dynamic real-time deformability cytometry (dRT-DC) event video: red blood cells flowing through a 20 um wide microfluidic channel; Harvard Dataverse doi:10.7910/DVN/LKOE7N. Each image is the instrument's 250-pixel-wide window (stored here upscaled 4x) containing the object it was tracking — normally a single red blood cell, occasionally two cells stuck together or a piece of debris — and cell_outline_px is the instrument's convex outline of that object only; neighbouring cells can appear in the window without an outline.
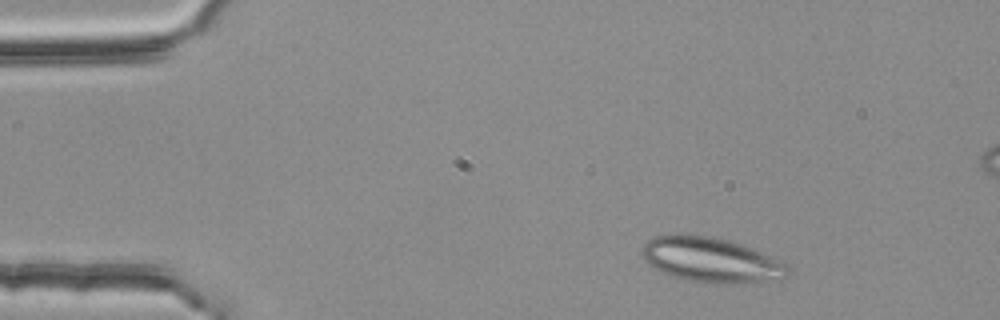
{"species": "common noctule bat (a hibernating species)", "species_latin": "Nyctalus noctula", "temperature_condition": "room temperature", "stored_images_in_passage": 44, "segment_of_instrument_passage": [1, 2], "camera_frame_rate_fps": 3000, "um_per_image_px": 0.085, "animal": {"sex": "female", "body_mass_g": 25.1}, "frame": {"image": 1, "passage_image": 1, "time_ms": 0.0, "image_size_px": [1000, 320], "cell_outline_px": [[788, 276], [780, 280], [740, 284], [712, 284], [688, 280], [672, 276], [652, 268], [644, 260], [640, 248], [652, 236], [672, 232], [688, 232], [712, 236], [728, 240], [752, 248], [772, 256], [784, 264], [788, 268]], "centroid_in_image_um": [60.38, 22.07], "position_along_channel_um": 24.6, "area_um2": 39.3}}